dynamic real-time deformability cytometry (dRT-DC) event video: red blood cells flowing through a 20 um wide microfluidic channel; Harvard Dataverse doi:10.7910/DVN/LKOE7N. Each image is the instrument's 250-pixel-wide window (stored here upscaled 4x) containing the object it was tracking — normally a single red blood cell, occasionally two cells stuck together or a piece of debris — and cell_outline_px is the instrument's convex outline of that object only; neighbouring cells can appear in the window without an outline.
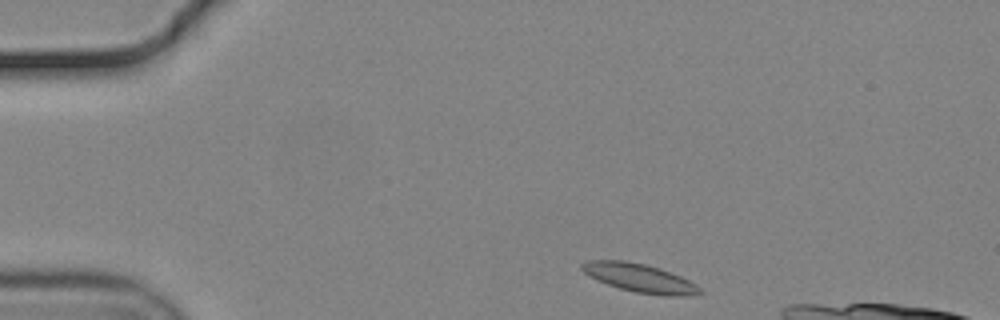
{"species": "common noctule bat (a hibernating species)", "species_latin": "Nyctalus noctula", "temperature_condition": "cold", "stored_images_in_passage": 44, "camera_frame_rate_fps": 3000, "um_per_image_px": 0.085, "animal": {"sex": "male", "body_mass_g": 19.2, "forearm_length_mm": 51.8}, "frame": {"image": 1, "passage_image": 2, "time_ms": 0.333, "image_size_px": [1000, 320], "cell_outline_px": [[704, 292], [684, 296], [664, 296], [636, 292], [620, 288], [596, 280], [588, 276], [580, 268], [580, 264], [588, 260], [624, 260], [644, 264], [660, 268], [680, 276], [696, 284]], "centroid_in_image_um": [54.34, 23.62], "position_along_channel_um": 30.7, "area_um2": 19.59}}
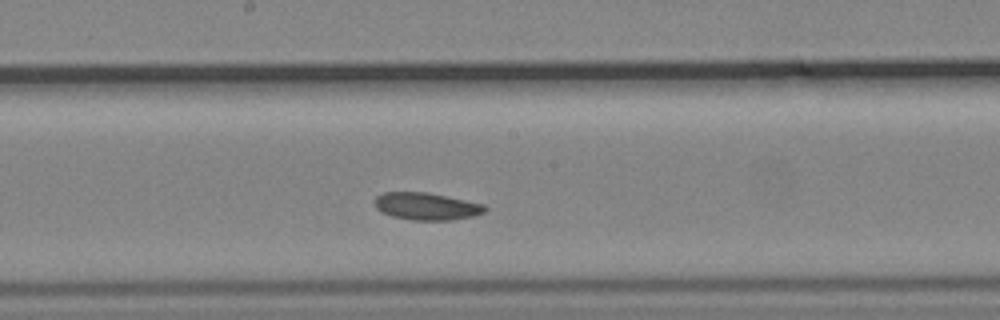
{"frame": {"image": 2, "passage_image": 22, "time_ms": 7.0, "image_size_px": [1000, 320], "cell_outline_px": [[488, 208], [484, 212], [472, 216], [452, 220], [412, 220], [392, 216], [380, 212], [376, 208], [376, 196], [384, 192], [428, 192], [484, 204]], "centroid_in_image_um": [36.25, 17.53], "position_along_channel_um": 211.9, "area_um2": 17.51}}
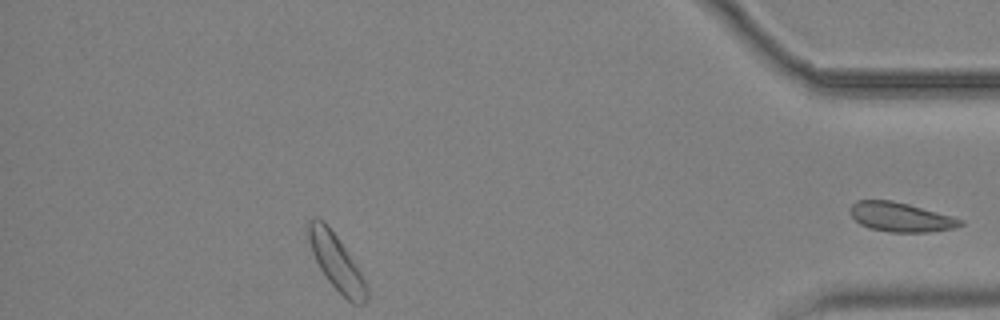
{"frame": {"image": 3, "passage_image": 42, "time_ms": 13.667, "image_size_px": [1000, 320], "cell_outline_px": [[368, 300], [364, 304], [352, 304], [328, 280], [320, 268], [312, 252], [308, 236], [308, 224], [312, 216], [316, 216], [336, 236], [360, 272], [368, 288]], "centroid_in_image_um": [28.6, 22.34], "position_along_channel_um": 406.6, "area_um2": 18.15}}